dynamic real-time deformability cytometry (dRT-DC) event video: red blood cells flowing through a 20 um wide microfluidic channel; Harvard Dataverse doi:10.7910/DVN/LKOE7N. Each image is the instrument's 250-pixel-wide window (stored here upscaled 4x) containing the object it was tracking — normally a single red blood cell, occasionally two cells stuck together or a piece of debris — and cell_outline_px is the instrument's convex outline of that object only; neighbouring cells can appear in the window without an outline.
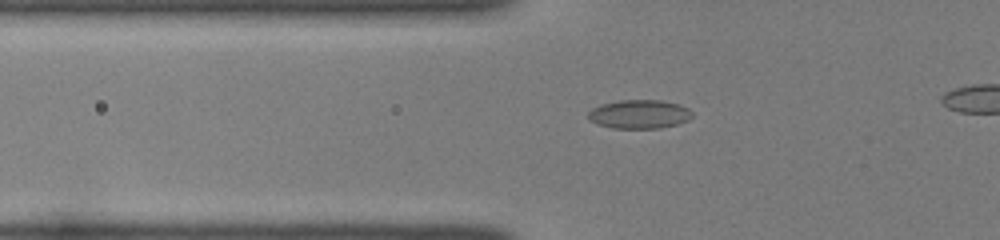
{"species": "common noctule bat (a hibernating species)", "species_latin": "Nyctalus noctula", "temperature_condition": "room temperature", "stored_images_in_passage": 35, "camera_frame_rate_fps": 3000, "um_per_image_px": 0.085, "animal": {"sex": "female", "body_mass_g": 22.0, "forearm_length_mm": 56.7}, "frame": {"image": 1, "passage_image": 7, "time_ms": 2.0, "image_size_px": [1000, 240], "cell_outline_px": [[692, 116], [688, 120], [676, 124], [660, 128], [612, 128], [596, 124], [588, 120], [588, 112], [592, 108], [600, 104], [620, 100], [660, 100], [680, 104], [688, 108], [692, 112]], "centroid_in_image_um": [54.31, 9.7], "position_along_channel_um": 71.5, "area_um2": 17.57}}
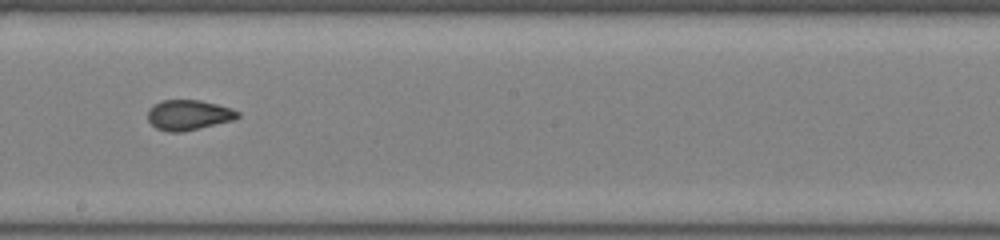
{"frame": {"image": 2, "passage_image": 19, "time_ms": 6.0, "image_size_px": [1000, 240], "cell_outline_px": [[240, 116], [232, 120], [180, 132], [168, 132], [156, 128], [148, 120], [148, 108], [160, 100], [200, 100], [232, 108], [240, 112]], "centroid_in_image_um": [16.0, 9.76], "position_along_channel_um": 232.2, "area_um2": 15.72}}
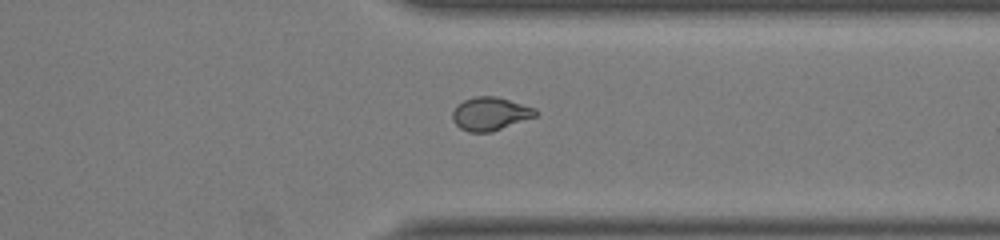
{"frame": {"image": 3, "passage_image": 29, "time_ms": 9.333, "image_size_px": [1000, 240], "cell_outline_px": [[540, 112], [536, 116], [492, 132], [468, 132], [460, 128], [452, 120], [452, 112], [456, 104], [464, 100], [476, 96], [496, 96], [536, 108]], "centroid_in_image_um": [41.66, 9.67], "position_along_channel_um": 369.7, "area_um2": 16.24}}